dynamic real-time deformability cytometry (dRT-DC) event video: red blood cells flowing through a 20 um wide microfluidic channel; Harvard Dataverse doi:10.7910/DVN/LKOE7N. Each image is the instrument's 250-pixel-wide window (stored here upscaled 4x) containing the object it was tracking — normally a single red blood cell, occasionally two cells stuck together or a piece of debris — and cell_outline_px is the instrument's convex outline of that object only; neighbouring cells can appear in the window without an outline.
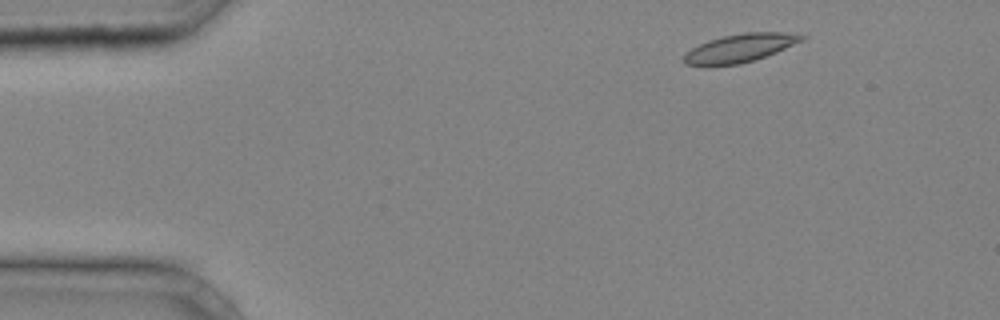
{"species": "common noctule bat (a hibernating species)", "species_latin": "Nyctalus noctula", "temperature_condition": "cold", "stored_images_in_passage": 32, "camera_frame_rate_fps": 3000, "um_per_image_px": 0.085, "animal": {"sex": "male", "body_mass_g": 20.4}, "frame": {"image": 1, "passage_image": 1, "time_ms": 0.0, "image_size_px": [1000, 320], "cell_outline_px": [[808, 36], [804, 40], [776, 52], [740, 64], [708, 68], [704, 68], [684, 64], [684, 56], [692, 48], [708, 40], [724, 36], [744, 32], [784, 32]], "centroid_in_image_um": [62.85, 4.12], "position_along_channel_um": 22.2, "area_um2": 19.71}}
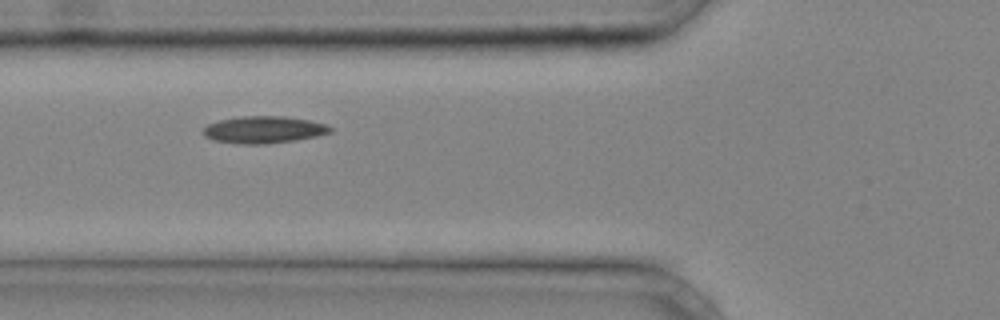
{"frame": {"image": 2, "passage_image": 11, "time_ms": 3.333, "image_size_px": [1000, 320], "cell_outline_px": [[332, 132], [316, 136], [296, 140], [268, 144], [236, 144], [216, 140], [204, 136], [204, 128], [208, 124], [220, 120], [240, 116], [284, 116], [308, 120], [324, 124], [332, 128]], "centroid_in_image_um": [22.42, 11.03], "position_along_channel_um": 103.4, "area_um2": 19.94}}
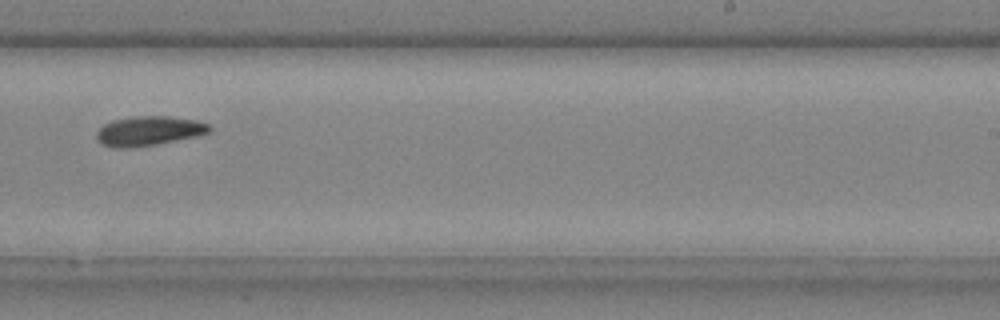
{"frame": {"image": 3, "passage_image": 22, "time_ms": 7.0, "image_size_px": [1000, 320], "cell_outline_px": [[212, 132], [196, 136], [136, 148], [112, 148], [100, 144], [96, 140], [96, 132], [104, 124], [112, 120], [132, 116], [168, 116], [196, 120], [212, 124]], "centroid_in_image_um": [12.64, 11.13], "position_along_channel_um": 276.4, "area_um2": 19.83}}